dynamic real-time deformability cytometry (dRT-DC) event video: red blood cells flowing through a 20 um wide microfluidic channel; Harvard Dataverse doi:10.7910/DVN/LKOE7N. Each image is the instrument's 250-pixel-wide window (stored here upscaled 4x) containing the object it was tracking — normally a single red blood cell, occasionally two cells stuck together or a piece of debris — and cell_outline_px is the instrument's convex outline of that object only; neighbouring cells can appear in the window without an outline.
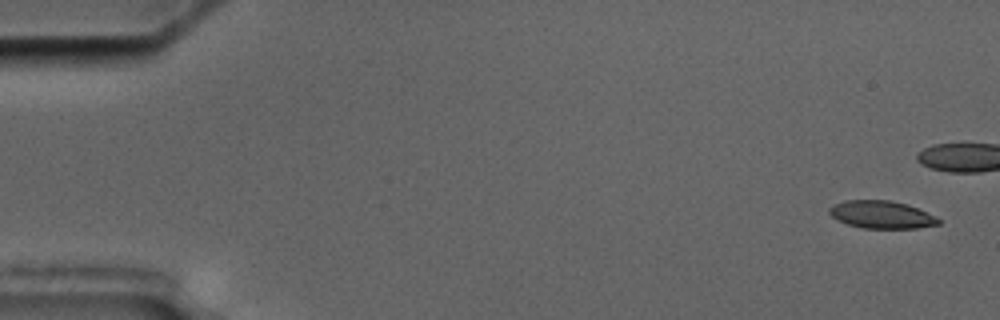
{"species": "common noctule bat (a hibernating species)", "species_latin": "Nyctalus noctula", "temperature_condition": "cold", "stored_images_in_passage": 9, "camera_frame_rate_fps": 3000, "um_per_image_px": 0.085, "animal": {"sex": "male", "body_mass_g": 17.5, "forearm_length_mm": 52.3}, "frame": {"image": 1, "passage_image": 1, "time_ms": 0.0, "image_size_px": [1000, 320], "cell_outline_px": [[940, 224], [916, 228], [864, 228], [848, 224], [836, 220], [828, 212], [828, 208], [844, 200], [888, 200], [908, 204], [940, 220]], "centroid_in_image_um": [74.88, 18.24], "position_along_channel_um": 10.1, "area_um2": 17.34}}
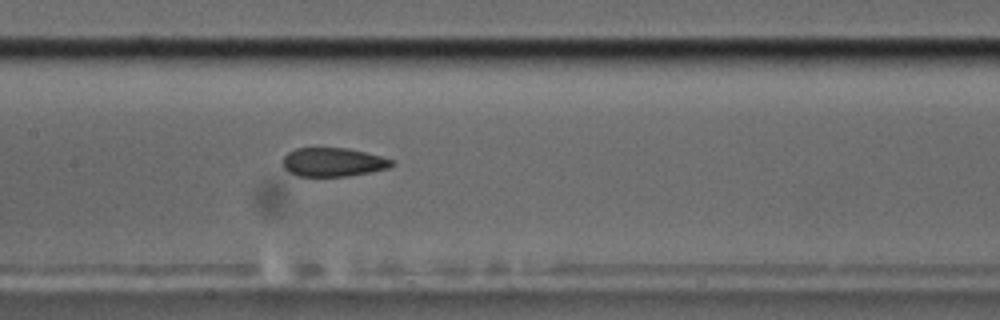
{"frame": {"image": 2, "passage_image": 9, "time_ms": 10.0, "image_size_px": [1000, 320], "cell_outline_px": [[392, 164], [388, 168], [372, 172], [348, 176], [296, 176], [288, 172], [280, 164], [280, 160], [288, 152], [296, 148], [348, 148], [380, 156], [392, 160]], "centroid_in_image_um": [28.23, 13.79], "position_along_channel_um": 179.2, "area_um2": 18.38}}